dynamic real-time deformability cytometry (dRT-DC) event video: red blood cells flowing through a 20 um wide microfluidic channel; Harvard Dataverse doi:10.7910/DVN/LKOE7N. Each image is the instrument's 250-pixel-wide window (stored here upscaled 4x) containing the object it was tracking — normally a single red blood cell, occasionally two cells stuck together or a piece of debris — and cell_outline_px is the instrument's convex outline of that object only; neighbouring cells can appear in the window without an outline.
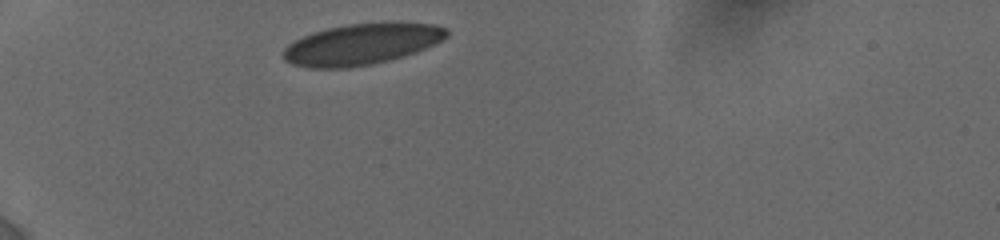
{"species": "human", "species_latin": "Homo sapiens", "temperature_condition": "cold", "stored_images_in_passage": 8, "camera_frame_rate_fps": 3000, "um_per_image_px": 0.085, "donor": {"sex": "female"}, "frame": {"image": 1, "passage_image": 1, "time_ms": 0.0, "image_size_px": [1000, 240], "cell_outline_px": [[448, 36], [444, 40], [436, 44], [416, 52], [404, 56], [372, 64], [348, 68], [308, 68], [292, 64], [284, 60], [280, 52], [288, 44], [312, 32], [328, 28], [348, 24], [384, 20], [396, 20], [436, 24], [448, 28]], "centroid_in_image_um": [30.8, 3.72], "position_along_channel_um": 54.2, "area_um2": 40.29}}
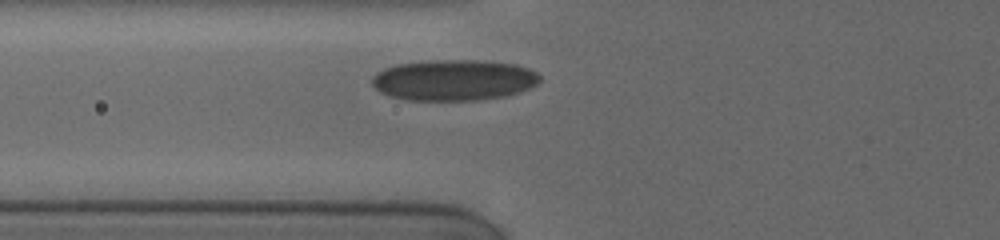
{"frame": {"image": 2, "passage_image": 5, "time_ms": 1.667, "image_size_px": [1000, 240], "cell_outline_px": [[540, 80], [532, 88], [508, 96], [480, 100], [408, 100], [392, 96], [380, 92], [372, 84], [372, 76], [376, 72], [384, 68], [396, 64], [424, 60], [476, 60], [516, 64], [528, 68], [536, 72], [540, 76]], "centroid_in_image_um": [38.58, 6.8], "position_along_channel_um": 87.2, "area_um2": 40.4}}
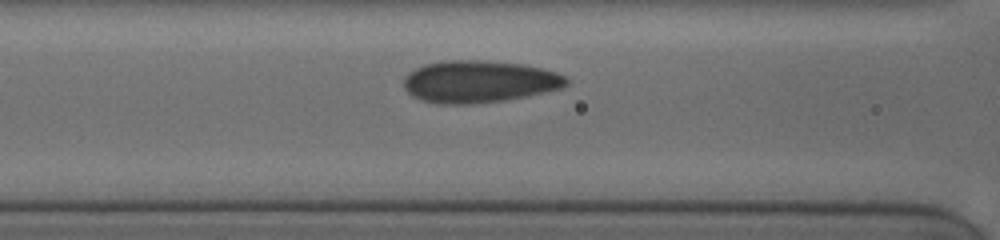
{"frame": {"image": 3, "passage_image": 7, "time_ms": 2.667, "image_size_px": [1000, 240], "cell_outline_px": [[568, 84], [560, 88], [544, 92], [504, 100], [468, 104], [436, 104], [420, 100], [412, 96], [404, 88], [404, 76], [408, 72], [424, 64], [440, 60], [484, 60], [524, 64], [556, 72], [564, 76], [568, 80]], "centroid_in_image_um": [40.67, 6.93], "position_along_channel_um": 125.9, "area_um2": 40.06}}